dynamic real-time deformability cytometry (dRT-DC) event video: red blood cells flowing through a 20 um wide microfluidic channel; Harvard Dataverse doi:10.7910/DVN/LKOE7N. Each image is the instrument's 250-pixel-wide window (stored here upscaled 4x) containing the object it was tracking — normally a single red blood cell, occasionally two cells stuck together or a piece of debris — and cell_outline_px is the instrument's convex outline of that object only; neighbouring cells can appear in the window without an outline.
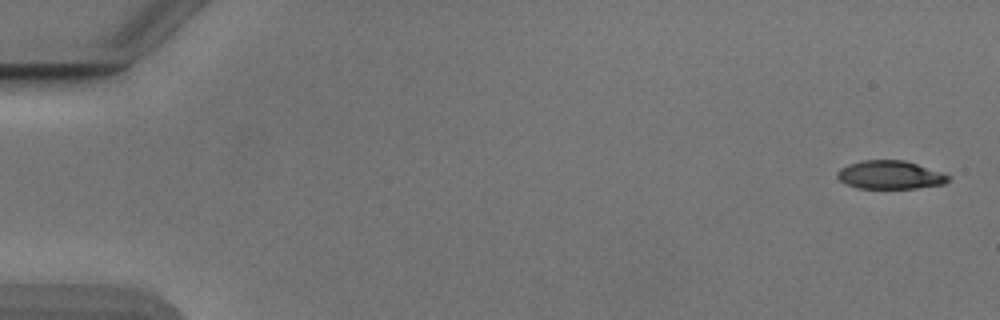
{"species": "Egyptian fruit bat (a non-hibernating species)", "species_latin": "Rousettus aegyptiacus", "temperature_condition": "cold", "stored_images_in_passage": 52, "camera_frame_rate_fps": 3000, "um_per_image_px": 0.085, "animal": {"sex": "male"}, "frame": {"image": 1, "passage_image": 1, "time_ms": 0.0, "image_size_px": [1000, 320], "cell_outline_px": [[952, 176], [944, 184], [916, 188], [860, 188], [848, 184], [840, 180], [836, 176], [836, 172], [840, 168], [848, 164], [860, 160], [904, 160]], "centroid_in_image_um": [75.63, 14.86], "position_along_channel_um": 9.4, "area_um2": 18.21}}
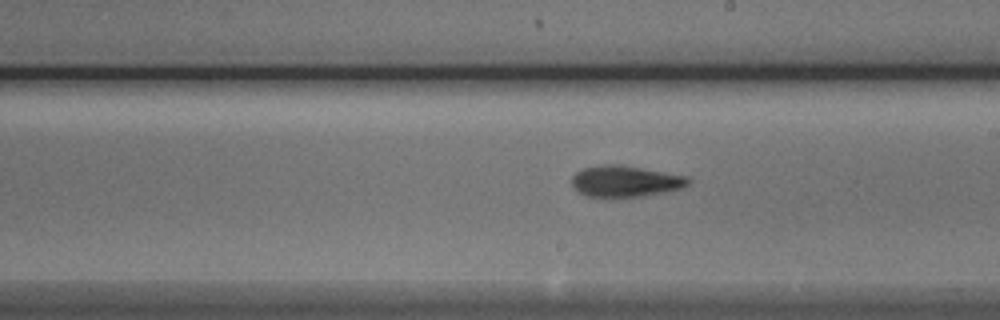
{"frame": {"image": 2, "passage_image": 30, "time_ms": 9.667, "image_size_px": [1000, 320], "cell_outline_px": [[692, 180], [684, 188], [668, 192], [644, 196], [588, 196], [580, 192], [572, 184], [572, 176], [576, 172], [584, 168], [608, 164], [620, 164], [688, 176]], "centroid_in_image_um": [53.23, 15.4], "position_along_channel_um": 235.8, "area_um2": 21.1}}
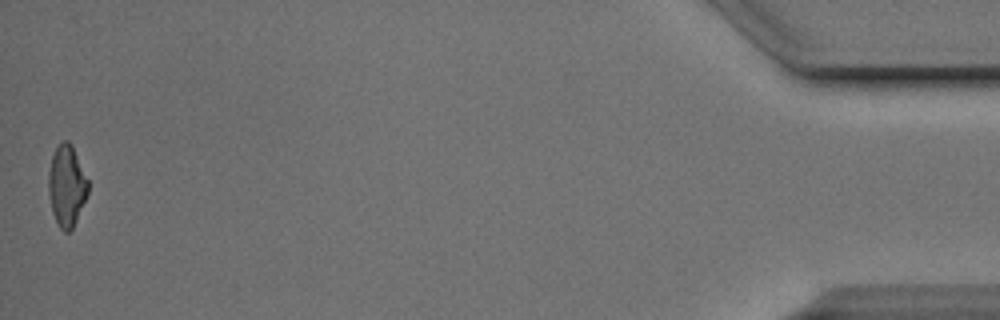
{"frame": {"image": 3, "passage_image": 52, "time_ms": 17.0, "image_size_px": [1000, 320], "cell_outline_px": [[88, 192], [76, 220], [72, 228], [68, 232], [64, 232], [60, 228], [52, 212], [48, 192], [48, 172], [52, 156], [56, 148], [64, 140], [68, 140], [72, 144], [88, 180]], "centroid_in_image_um": [5.66, 15.78], "position_along_channel_um": 429.5, "area_um2": 18.55}, "authors_computed_cell_mechanics": {"area_um2": 19.7676, "velocity_mm_per_s": 3.8977, "shape_relaxation_time_tau1_ms": 4.4049, "shape_relaxation_time_tau2_ms": 9.8931, "deformation_change_tau1": 0.1417, "deformation_change_tau2": 0.2095}}